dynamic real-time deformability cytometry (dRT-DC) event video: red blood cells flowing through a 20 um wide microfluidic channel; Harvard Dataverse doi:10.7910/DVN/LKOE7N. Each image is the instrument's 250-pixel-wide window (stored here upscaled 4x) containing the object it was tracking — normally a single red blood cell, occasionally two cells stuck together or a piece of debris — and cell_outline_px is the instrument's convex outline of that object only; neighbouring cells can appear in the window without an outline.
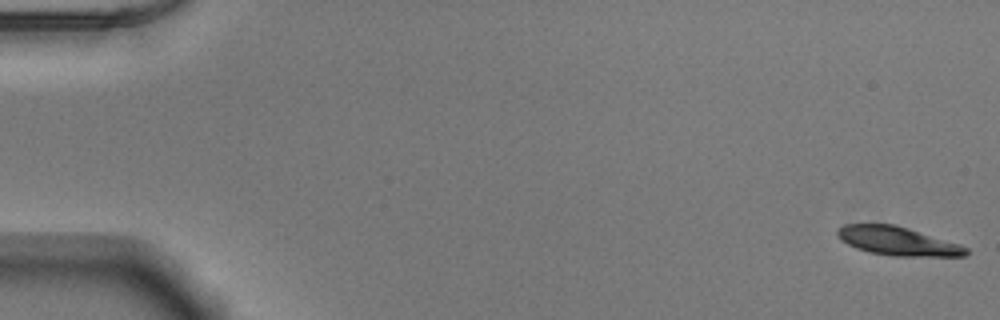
{"species": "Egyptian fruit bat (a non-hibernating species)", "species_latin": "Rousettus aegyptiacus", "temperature_condition": "warm", "stored_images_in_passage": 53, "camera_frame_rate_fps": 3000, "um_per_image_px": 0.085, "animal": {"sex": "male"}, "frame": {"image": 1, "passage_image": 1, "time_ms": 0.0, "image_size_px": [1000, 320], "cell_outline_px": [[968, 252], [964, 256], [892, 256], [868, 252], [856, 248], [840, 240], [836, 236], [836, 228], [844, 224], [896, 224], [960, 244], [968, 248]], "centroid_in_image_um": [76.26, 20.48], "position_along_channel_um": 8.7, "area_um2": 21.68}}
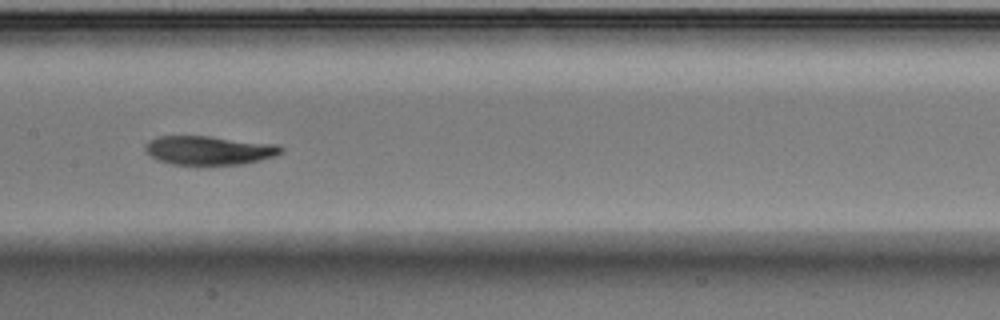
{"frame": {"image": 2, "passage_image": 27, "time_ms": 8.667, "image_size_px": [1000, 320], "cell_outline_px": [[284, 152], [276, 156], [244, 164], [196, 168], [172, 164], [156, 160], [144, 152], [144, 144], [148, 140], [160, 136], [208, 136], [280, 144], [284, 148]], "centroid_in_image_um": [17.76, 12.82], "position_along_channel_um": 189.6, "area_um2": 24.22}}
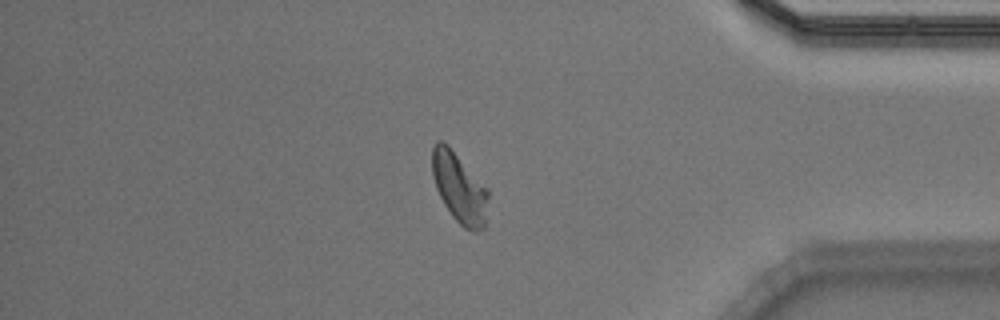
{"frame": {"image": 3, "passage_image": 45, "time_ms": 14.667, "image_size_px": [1000, 320], "cell_outline_px": [[488, 196], [484, 228], [476, 232], [472, 232], [464, 228], [452, 216], [444, 204], [436, 188], [432, 176], [432, 148], [436, 140], [440, 140], [448, 144], [488, 188]], "centroid_in_image_um": [39.03, 15.95], "position_along_channel_um": 396.2, "area_um2": 23.0}, "authors_computed_cell_mechanics": {"area_um2": 23.0044, "velocity_mm_per_s": 3.8757, "shape_relaxation_time_tau1_ms": 5.1972, "shape_relaxation_time_tau2_ms": 3.9075, "deformation_change_tau1": 0.1555, "deformation_change_tau2": 0.0787}}